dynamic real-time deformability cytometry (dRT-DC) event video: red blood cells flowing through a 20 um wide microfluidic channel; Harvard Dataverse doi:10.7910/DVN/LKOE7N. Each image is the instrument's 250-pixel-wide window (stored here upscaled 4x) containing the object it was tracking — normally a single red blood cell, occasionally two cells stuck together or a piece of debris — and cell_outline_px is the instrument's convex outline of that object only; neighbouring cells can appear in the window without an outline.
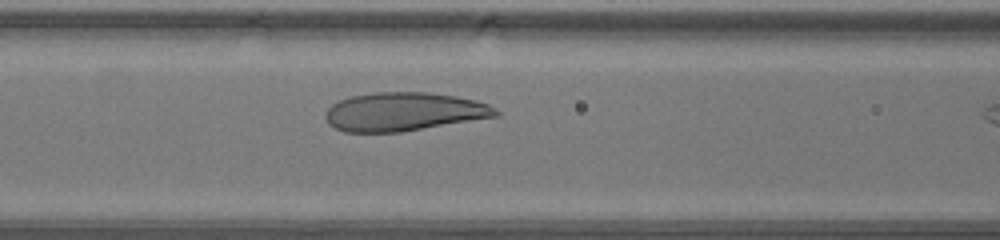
{"species": "human", "species_latin": "Homo sapiens", "temperature_condition": "warm", "stored_images_in_passage": 7, "camera_frame_rate_fps": 3000, "um_per_image_px": 0.085, "donor": {"sex": "male"}, "frame": {"image": 1, "passage_image": 6, "time_ms": 1.667, "image_size_px": [1000, 240], "cell_outline_px": [[500, 116], [400, 132], [344, 132], [328, 124], [324, 116], [324, 112], [332, 104], [340, 100], [352, 96], [376, 92], [428, 92], [456, 96], [476, 100], [488, 104], [500, 112]], "centroid_in_image_um": [34.33, 9.5], "position_along_channel_um": 132.3, "area_um2": 38.38}}